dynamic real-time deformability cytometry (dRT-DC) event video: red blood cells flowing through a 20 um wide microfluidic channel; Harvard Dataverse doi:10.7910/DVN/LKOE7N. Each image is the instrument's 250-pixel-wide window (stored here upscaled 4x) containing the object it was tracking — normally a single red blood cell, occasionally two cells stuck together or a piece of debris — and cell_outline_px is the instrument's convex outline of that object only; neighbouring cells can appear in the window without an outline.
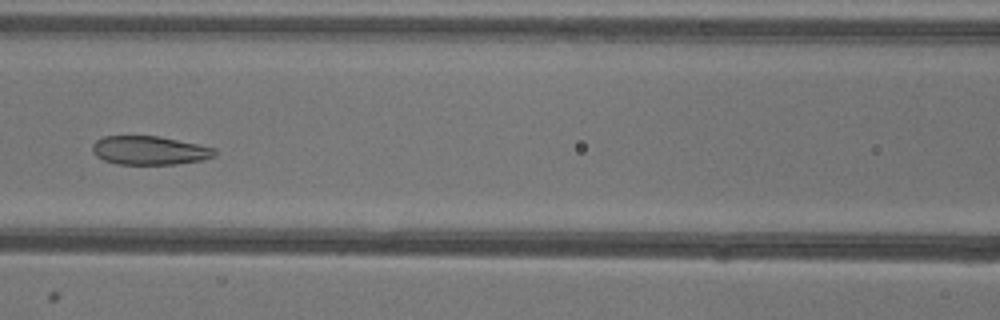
{"species": "common noctule bat (a hibernating species)", "species_latin": "Nyctalus noctula", "temperature_condition": "warm", "stored_images_in_passage": 28, "camera_frame_rate_fps": 3000, "um_per_image_px": 0.085, "animal": {"sex": "female"}, "frame": {"image": 1, "passage_image": 10, "time_ms": 3.0, "image_size_px": [1000, 320], "cell_outline_px": [[216, 156], [204, 160], [176, 164], [116, 164], [104, 160], [96, 156], [92, 152], [92, 144], [96, 140], [104, 136], [160, 136], [200, 144], [216, 148]], "centroid_in_image_um": [12.74, 12.78], "position_along_channel_um": 153.9, "area_um2": 20.75}}
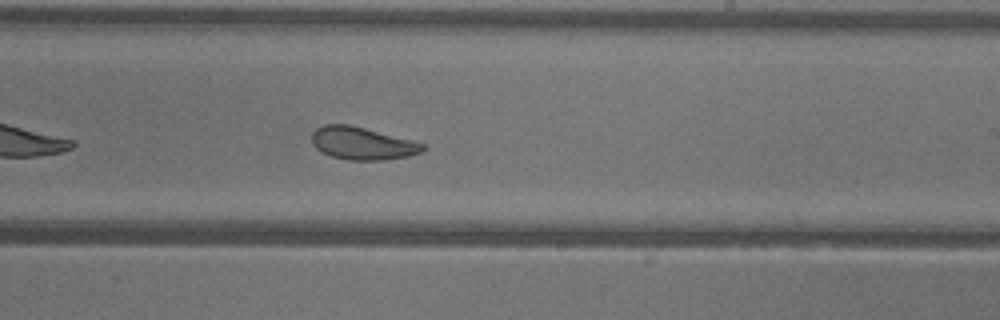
{"frame": {"image": 2, "passage_image": 18, "time_ms": 5.667, "image_size_px": [1000, 320], "cell_outline_px": [[428, 148], [424, 152], [408, 156], [384, 160], [352, 160], [332, 156], [316, 148], [312, 144], [312, 132], [316, 128], [324, 124], [348, 124], [412, 140], [424, 144]], "centroid_in_image_um": [30.82, 12.18], "position_along_channel_um": 258.2, "area_um2": 21.04}}
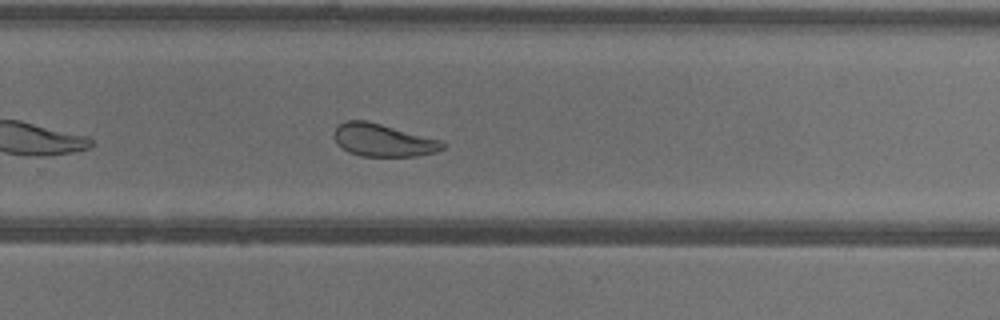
{"frame": {"image": 3, "passage_image": 21, "time_ms": 6.667, "image_size_px": [1000, 320], "cell_outline_px": [[444, 148], [436, 152], [416, 156], [360, 156], [348, 152], [336, 144], [332, 136], [332, 132], [340, 124], [348, 120], [364, 120], [380, 124], [440, 140], [444, 144]], "centroid_in_image_um": [32.5, 11.93], "position_along_channel_um": 297.3, "area_um2": 20.52}, "authors_computed_cell_mechanics": {"area_um2": 21.5594, "velocity_mm_per_s": 3.9289, "shape_relaxation_time_tau1_ms": 9.9384, "shape_relaxation_time_tau2_ms": 1.928, "deformation_change_tau1": 0.1787, "deformation_change_tau2": 0.0891}}